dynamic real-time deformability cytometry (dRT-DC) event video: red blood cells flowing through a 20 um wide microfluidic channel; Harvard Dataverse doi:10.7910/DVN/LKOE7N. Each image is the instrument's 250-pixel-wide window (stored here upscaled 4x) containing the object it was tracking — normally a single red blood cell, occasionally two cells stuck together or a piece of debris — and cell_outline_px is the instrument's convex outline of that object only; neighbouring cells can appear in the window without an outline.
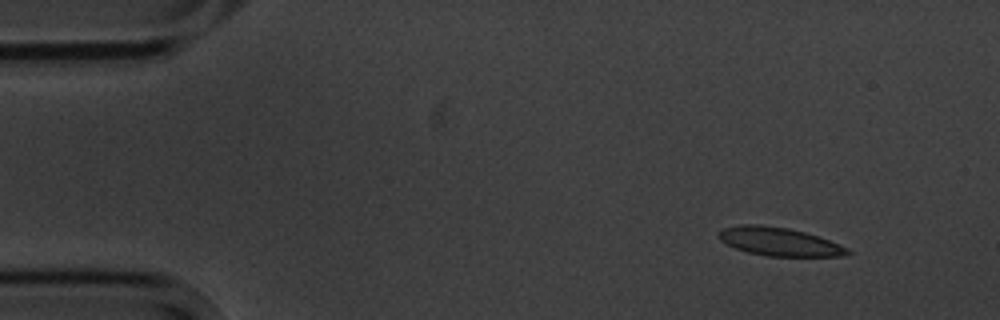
{"species": "common noctule bat (a hibernating species)", "species_latin": "Nyctalus noctula", "temperature_condition": "cold", "stored_images_in_passage": 4, "camera_frame_rate_fps": 3000, "um_per_image_px": 0.085, "animal": {"sex": "male", "body_mass_g": 20.1, "forearm_length_mm": 53.5}, "frame": {"image": 1, "passage_image": 1, "time_ms": 0.0, "image_size_px": [1000, 320], "cell_outline_px": [[852, 252], [840, 256], [768, 256], [748, 252], [736, 248], [720, 240], [716, 236], [716, 232], [720, 228], [740, 224], [760, 224], [788, 228], [820, 236], [840, 244], [848, 248]], "centroid_in_image_um": [66.19, 20.52], "position_along_channel_um": 18.8, "area_um2": 21.5}}
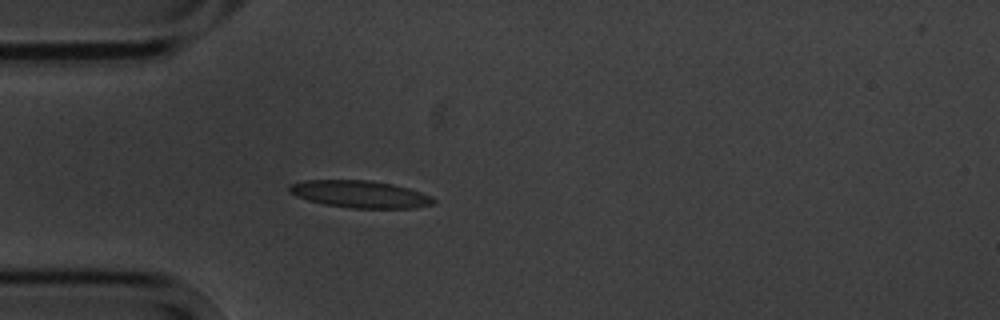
{"frame": {"image": 2, "passage_image": 4, "time_ms": 3.333, "image_size_px": [1000, 320], "cell_outline_px": [[436, 200], [432, 204], [412, 208], [352, 208], [324, 204], [308, 200], [296, 196], [288, 192], [288, 188], [292, 184], [304, 180], [372, 180], [392, 184], [408, 188], [432, 196]], "centroid_in_image_um": [30.59, 16.5], "position_along_channel_um": 54.4, "area_um2": 22.77}}